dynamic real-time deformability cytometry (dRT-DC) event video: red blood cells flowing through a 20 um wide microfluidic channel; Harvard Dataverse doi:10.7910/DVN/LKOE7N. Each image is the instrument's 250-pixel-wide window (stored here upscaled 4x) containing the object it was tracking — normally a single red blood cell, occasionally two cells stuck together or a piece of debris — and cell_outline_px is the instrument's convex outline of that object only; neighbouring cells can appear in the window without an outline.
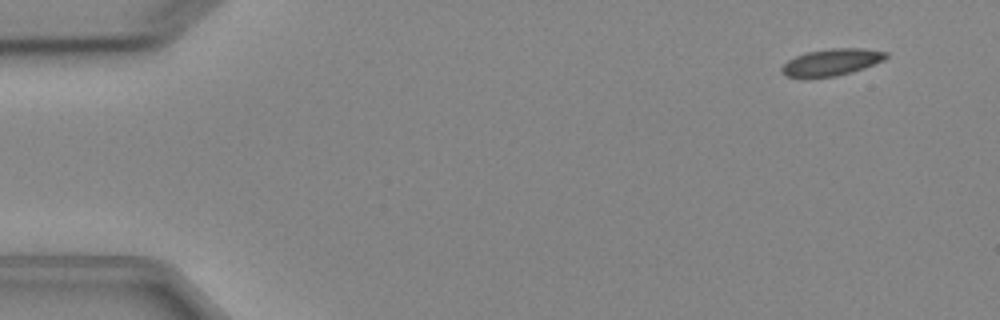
{"species": "Egyptian fruit bat (a non-hibernating species)", "species_latin": "Rousettus aegyptiacus", "temperature_condition": "cold", "stored_images_in_passage": 4, "camera_frame_rate_fps": 3000, "um_per_image_px": 0.085, "animal": {"sex": "female"}, "frame": {"image": 1, "passage_image": 1, "time_ms": 0.0, "image_size_px": [1000, 320], "cell_outline_px": [[888, 56], [884, 60], [864, 68], [852, 72], [836, 76], [788, 76], [780, 72], [780, 68], [788, 60], [804, 52], [828, 48], [864, 48], [888, 52]], "centroid_in_image_um": [70.71, 5.25], "position_along_channel_um": 14.3, "area_um2": 16.18}}